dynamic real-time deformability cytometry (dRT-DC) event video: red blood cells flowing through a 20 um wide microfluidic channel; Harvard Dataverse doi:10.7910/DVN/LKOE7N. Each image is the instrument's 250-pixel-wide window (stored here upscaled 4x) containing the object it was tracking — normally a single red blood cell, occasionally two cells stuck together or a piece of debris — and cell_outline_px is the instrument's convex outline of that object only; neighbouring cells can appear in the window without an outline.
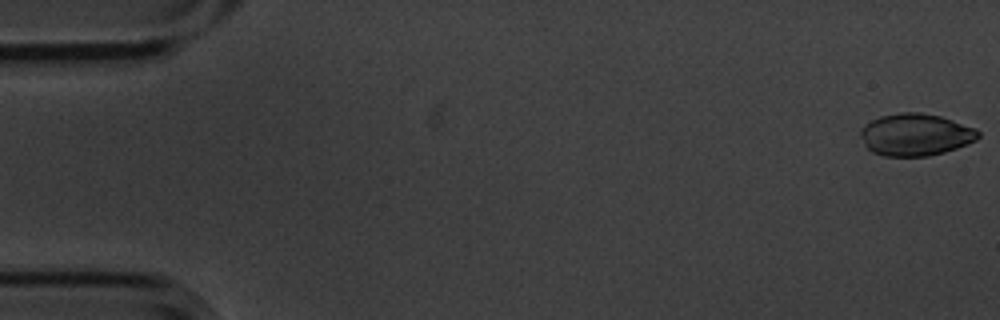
{"species": "common noctule bat (a hibernating species)", "species_latin": "Nyctalus noctula", "temperature_condition": "cold", "stored_images_in_passage": 10, "camera_frame_rate_fps": 3000, "um_per_image_px": 0.085, "animal": {"sex": "male", "body_mass_g": 20.1, "forearm_length_mm": 53.5}, "frame": {"image": 1, "passage_image": 1, "time_ms": 0.0, "image_size_px": [1000, 320], "cell_outline_px": [[980, 136], [976, 140], [956, 148], [944, 152], [928, 156], [884, 156], [872, 152], [864, 144], [860, 136], [860, 132], [864, 124], [880, 116], [900, 112], [920, 112], [940, 116], [976, 128], [980, 132]], "centroid_in_image_um": [77.81, 11.44], "position_along_channel_um": 7.2, "area_um2": 28.96}}
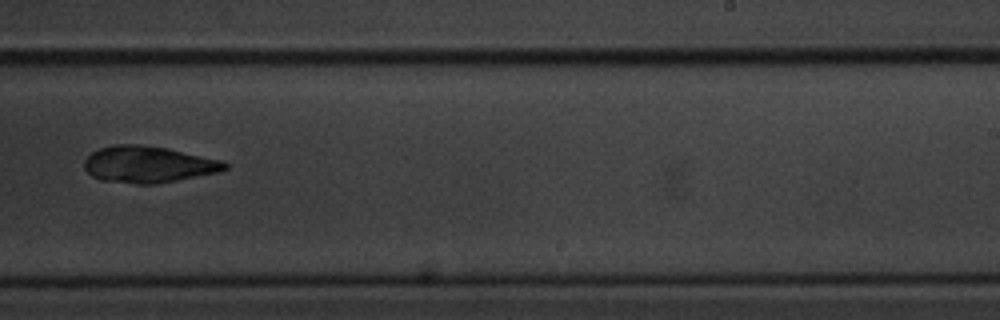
{"frame": {"image": 2, "passage_image": 10, "time_ms": 3.0, "image_size_px": [1000, 320], "cell_outline_px": [[228, 168], [216, 172], [156, 184], [136, 184], [100, 180], [92, 176], [84, 168], [84, 160], [92, 152], [100, 148], [116, 144], [136, 144], [168, 148], [220, 160], [228, 164]], "centroid_in_image_um": [12.55, 13.97], "position_along_channel_um": 276.4, "area_um2": 29.71}}